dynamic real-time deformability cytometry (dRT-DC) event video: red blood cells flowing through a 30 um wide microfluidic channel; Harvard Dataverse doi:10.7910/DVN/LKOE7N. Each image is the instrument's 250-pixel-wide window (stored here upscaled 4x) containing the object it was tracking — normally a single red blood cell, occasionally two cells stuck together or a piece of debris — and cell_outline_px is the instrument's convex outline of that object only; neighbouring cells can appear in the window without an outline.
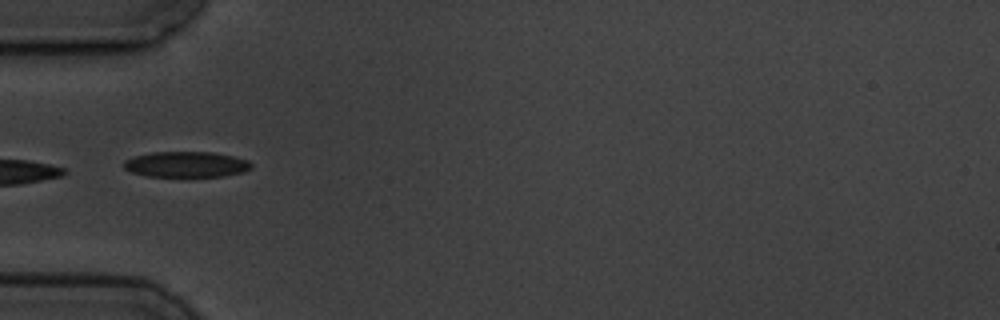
{"species": "common noctule bat (a hibernating species)", "species_latin": "Nyctalus noctula", "temperature_condition": "cold", "stored_images_in_passage": 7, "camera_frame_rate_fps": 3000, "um_per_image_px": 0.085, "animal": {"sex": "male", "body_mass_g": 19.5, "forearm_length_mm": 54.6}, "frame": {"image": 1, "passage_image": 6, "time_ms": 6.0, "image_size_px": [1000, 320], "cell_outline_px": [[252, 168], [244, 172], [224, 176], [148, 176], [132, 172], [124, 168], [124, 160], [132, 156], [152, 152], [212, 152], [232, 156], [248, 160], [252, 164]], "centroid_in_image_um": [15.83, 13.97], "position_along_channel_um": 69.2, "area_um2": 19.07}}
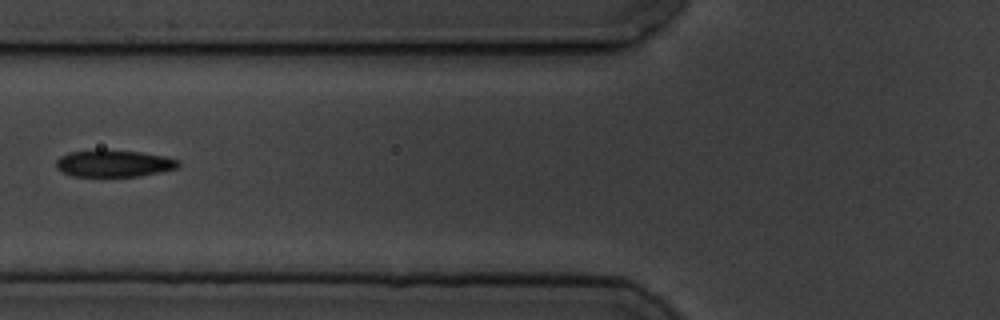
{"frame": {"image": 2, "passage_image": 7, "time_ms": 7.333, "image_size_px": [1000, 320], "cell_outline_px": [[180, 164], [176, 168], [140, 176], [72, 176], [56, 168], [56, 160], [60, 156], [68, 152], [140, 152], [164, 156], [180, 160]], "centroid_in_image_um": [9.69, 13.92], "position_along_channel_um": 116.1, "area_um2": 18.38}}